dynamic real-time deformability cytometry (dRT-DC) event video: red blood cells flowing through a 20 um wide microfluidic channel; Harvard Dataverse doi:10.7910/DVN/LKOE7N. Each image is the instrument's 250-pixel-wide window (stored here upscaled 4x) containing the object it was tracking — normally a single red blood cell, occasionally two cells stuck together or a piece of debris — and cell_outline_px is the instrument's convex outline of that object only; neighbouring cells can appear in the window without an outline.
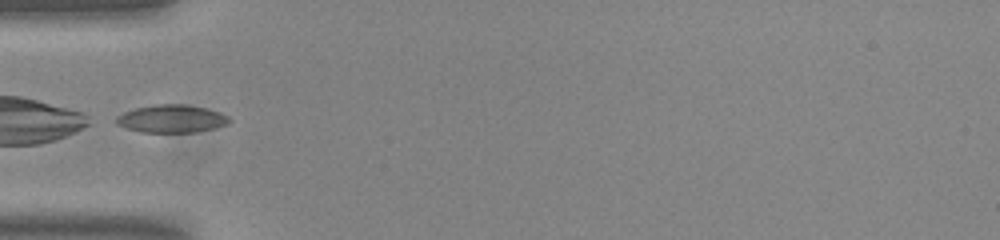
{"species": "common noctule bat (a hibernating species)", "species_latin": "Nyctalus noctula", "temperature_condition": "room temperature", "stored_images_in_passage": 6, "camera_frame_rate_fps": 3000, "um_per_image_px": 0.085, "animal": {"sex": "male", "body_mass_g": 20.0, "forearm_length_mm": 53.3}, "frame": {"image": 1, "passage_image": 1, "time_ms": 0.0, "image_size_px": [1000, 240], "cell_outline_px": [[232, 120], [228, 124], [196, 132], [144, 132], [128, 128], [116, 124], [116, 116], [124, 112], [136, 108], [156, 104], [184, 104], [204, 108], [220, 112], [228, 116]], "centroid_in_image_um": [14.6, 10.09], "position_along_channel_um": 70.4, "area_um2": 18.15}}
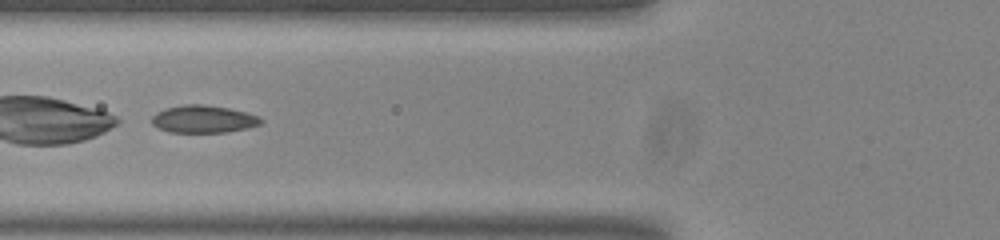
{"frame": {"image": 2, "passage_image": 4, "time_ms": 1.0, "image_size_px": [1000, 240], "cell_outline_px": [[264, 120], [260, 124], [248, 128], [224, 132], [168, 132], [152, 124], [152, 116], [156, 112], [164, 108], [184, 104], [204, 104], [228, 108], [244, 112], [256, 116]], "centroid_in_image_um": [17.25, 10.12], "position_along_channel_um": 108.5, "area_um2": 17.4}}